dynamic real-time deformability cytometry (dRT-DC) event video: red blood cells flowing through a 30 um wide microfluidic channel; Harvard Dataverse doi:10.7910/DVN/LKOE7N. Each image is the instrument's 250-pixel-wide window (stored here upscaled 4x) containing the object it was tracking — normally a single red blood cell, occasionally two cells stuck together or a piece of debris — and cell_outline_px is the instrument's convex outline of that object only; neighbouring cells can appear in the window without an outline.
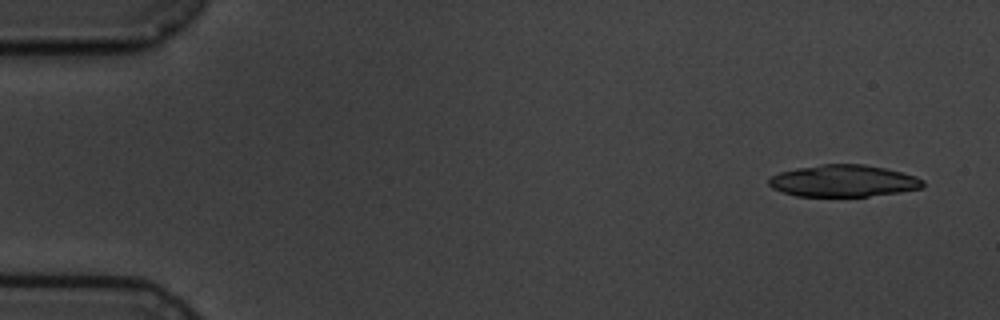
{"species": "common noctule bat (a hibernating species)", "species_latin": "Nyctalus noctula", "temperature_condition": "cold", "stored_images_in_passage": 4, "camera_frame_rate_fps": 3000, "um_per_image_px": 0.085, "animal": {"sex": "male", "body_mass_g": 19.5, "forearm_length_mm": 54.6}, "frame": {"image": 1, "passage_image": 1, "time_ms": 0.0, "image_size_px": [1000, 320], "cell_outline_px": [[924, 188], [900, 192], [868, 196], [796, 196], [772, 188], [768, 184], [768, 180], [772, 176], [780, 172], [796, 168], [820, 164], [864, 164], [884, 168], [916, 176], [924, 180]], "centroid_in_image_um": [71.7, 15.37], "position_along_channel_um": 13.3, "area_um2": 28.61}}